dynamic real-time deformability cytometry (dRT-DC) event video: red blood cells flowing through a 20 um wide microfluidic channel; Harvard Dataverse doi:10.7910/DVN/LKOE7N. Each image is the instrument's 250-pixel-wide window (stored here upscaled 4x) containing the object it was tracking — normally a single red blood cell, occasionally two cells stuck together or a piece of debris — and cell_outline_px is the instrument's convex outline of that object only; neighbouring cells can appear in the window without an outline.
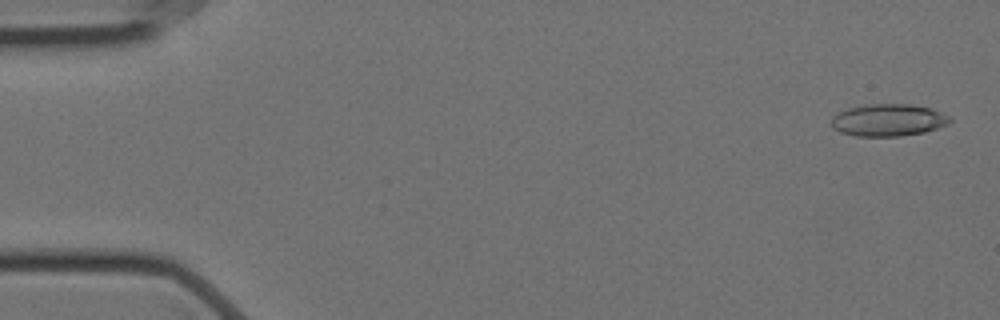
{"species": "Egyptian fruit bat (a non-hibernating species)", "species_latin": "Rousettus aegyptiacus", "temperature_condition": "cold", "stored_images_in_passage": 33, "camera_frame_rate_fps": 3000, "um_per_image_px": 0.085, "animal": {"sex": "female"}, "frame": {"image": 1, "passage_image": 2, "time_ms": 0.333, "image_size_px": [1000, 320], "cell_outline_px": [[952, 120], [948, 124], [924, 132], [900, 136], [856, 136], [840, 132], [832, 128], [828, 124], [832, 116], [848, 108], [868, 104], [912, 104], [932, 108], [952, 116]], "centroid_in_image_um": [75.5, 10.2], "position_along_channel_um": 9.5, "area_um2": 22.54}}
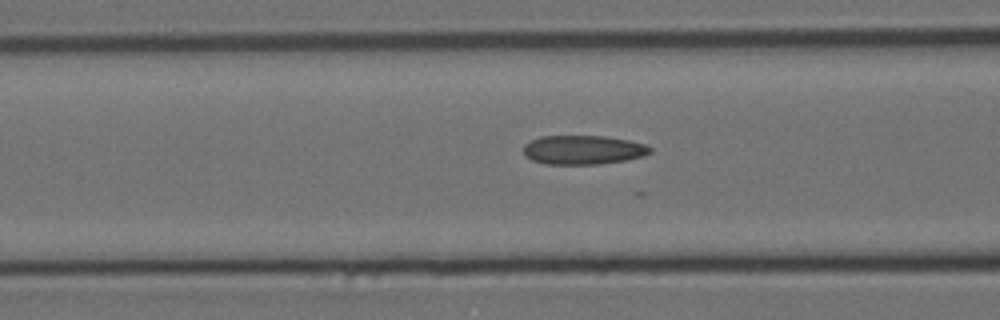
{"frame": {"image": 2, "passage_image": 22, "time_ms": 7.0, "image_size_px": [1000, 320], "cell_outline_px": [[652, 152], [644, 156], [624, 160], [596, 164], [544, 164], [532, 160], [524, 156], [524, 144], [540, 136], [604, 136], [628, 140], [644, 144], [652, 148]], "centroid_in_image_um": [49.55, 12.74], "position_along_channel_um": 117.1, "area_um2": 21.44}}
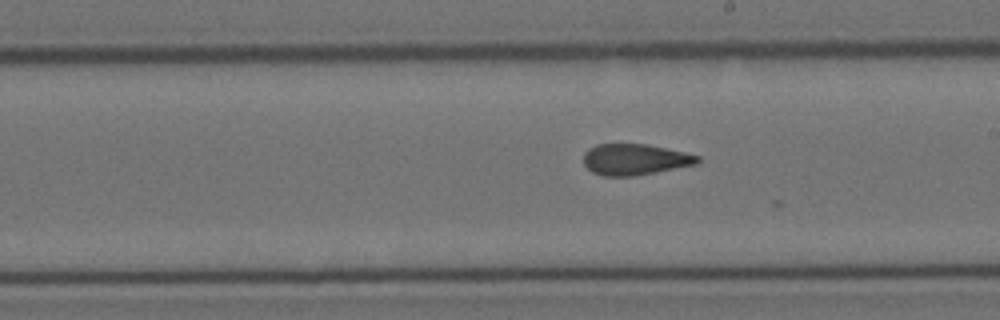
{"frame": {"image": 3, "passage_image": 32, "time_ms": 10.333, "image_size_px": [1000, 320], "cell_outline_px": [[700, 160], [696, 164], [656, 172], [632, 176], [604, 176], [592, 172], [584, 164], [584, 152], [588, 148], [596, 144], [648, 144], [684, 152], [700, 156]], "centroid_in_image_um": [53.94, 13.55], "position_along_channel_um": 235.1, "area_um2": 20.63}}